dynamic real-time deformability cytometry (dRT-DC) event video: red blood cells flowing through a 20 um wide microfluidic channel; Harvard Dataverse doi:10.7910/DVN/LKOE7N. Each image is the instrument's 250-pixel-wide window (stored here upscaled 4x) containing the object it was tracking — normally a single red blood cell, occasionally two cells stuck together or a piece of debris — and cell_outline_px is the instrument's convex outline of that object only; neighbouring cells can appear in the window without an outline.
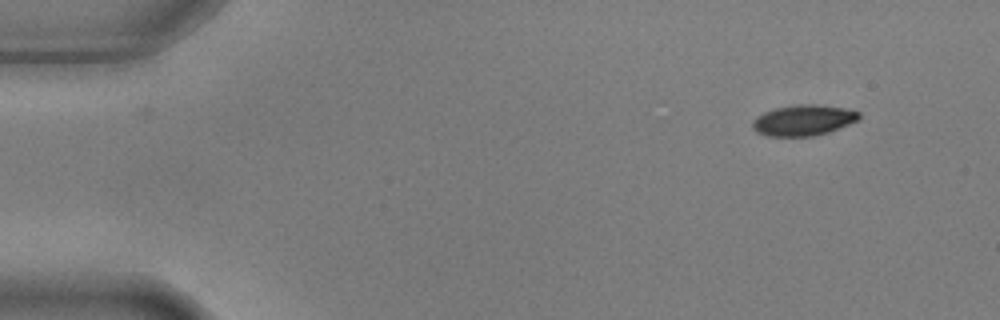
{"species": "common noctule bat (a hibernating species)", "species_latin": "Nyctalus noctula", "temperature_condition": "warm", "stored_images_in_passage": 4, "camera_frame_rate_fps": 3000, "um_per_image_px": 0.085, "animal": {"sex": "male", "body_mass_g": 17.9, "forearm_length_mm": 54.2}, "frame": {"image": 1, "passage_image": 1, "time_ms": 0.0, "image_size_px": [1000, 320], "cell_outline_px": [[860, 120], [828, 132], [812, 136], [768, 136], [756, 132], [752, 128], [752, 120], [756, 116], [764, 112], [776, 108], [800, 104], [816, 104], [844, 108], [860, 112]], "centroid_in_image_um": [68.28, 10.22], "position_along_channel_um": 16.7, "area_um2": 19.13}}
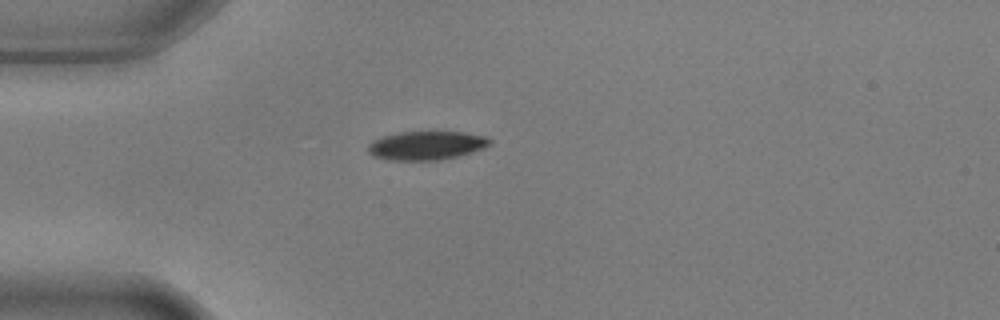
{"frame": {"image": 2, "passage_image": 3, "time_ms": 0.667, "image_size_px": [1000, 320], "cell_outline_px": [[492, 144], [484, 148], [472, 152], [440, 160], [388, 160], [372, 156], [368, 152], [368, 144], [372, 140], [384, 136], [400, 132], [464, 132], [488, 136], [492, 140]], "centroid_in_image_um": [36.26, 12.36], "position_along_channel_um": 48.7, "area_um2": 20.52}}